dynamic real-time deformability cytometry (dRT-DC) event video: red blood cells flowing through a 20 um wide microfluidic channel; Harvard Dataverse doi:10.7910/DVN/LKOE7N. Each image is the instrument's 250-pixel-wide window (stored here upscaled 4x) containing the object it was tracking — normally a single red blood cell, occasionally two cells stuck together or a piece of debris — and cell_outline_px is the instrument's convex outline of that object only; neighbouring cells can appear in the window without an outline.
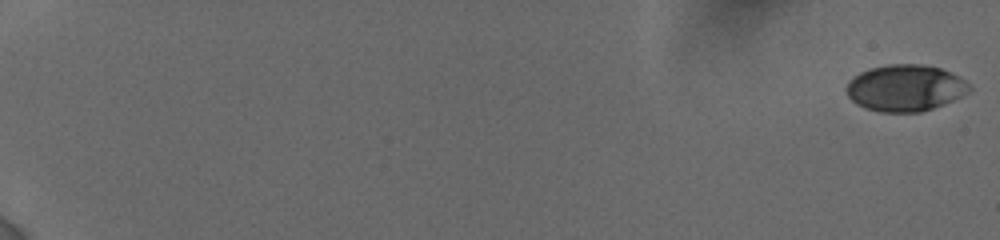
{"species": "human", "species_latin": "Homo sapiens", "temperature_condition": "cold", "stored_images_in_passage": 42, "camera_frame_rate_fps": 3000, "um_per_image_px": 0.085, "donor": {"sex": "female"}, "frame": {"image": 1, "passage_image": 1, "time_ms": 0.0, "image_size_px": [1000, 240], "cell_outline_px": [[972, 88], [968, 92], [952, 100], [932, 108], [920, 112], [880, 112], [868, 108], [852, 100], [848, 96], [844, 88], [848, 80], [860, 72], [872, 68], [888, 64], [920, 64], [940, 68], [952, 72], [960, 76]], "centroid_in_image_um": [76.94, 7.46], "position_along_channel_um": 8.1, "area_um2": 33.18}}
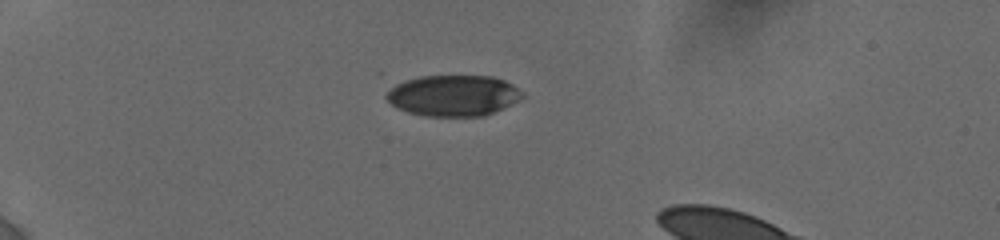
{"frame": {"image": 2, "passage_image": 35, "time_ms": 5.667, "image_size_px": [1000, 240], "cell_outline_px": [[524, 96], [484, 116], [428, 116], [408, 112], [392, 104], [384, 96], [396, 84], [404, 80], [420, 76], [492, 76], [504, 80], [512, 84], [524, 92]], "centroid_in_image_um": [38.52, 8.11], "position_along_channel_um": 46.5, "area_um2": 32.08}}